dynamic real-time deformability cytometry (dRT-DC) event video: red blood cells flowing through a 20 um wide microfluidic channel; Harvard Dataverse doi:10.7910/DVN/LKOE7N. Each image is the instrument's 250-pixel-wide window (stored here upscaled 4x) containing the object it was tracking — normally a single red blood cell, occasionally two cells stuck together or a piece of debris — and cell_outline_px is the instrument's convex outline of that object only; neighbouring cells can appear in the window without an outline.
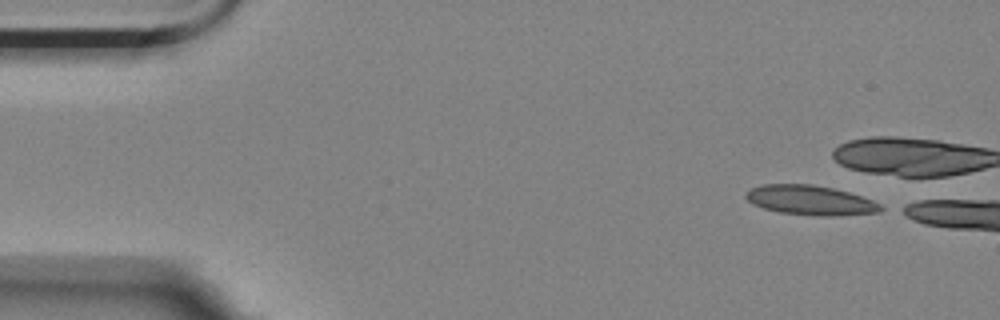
{"species": "Egyptian fruit bat (a non-hibernating species)", "species_latin": "Rousettus aegyptiacus", "temperature_condition": "room temperature", "stored_images_in_passage": 40, "camera_frame_rate_fps": 3000, "um_per_image_px": 0.085, "animal": {"sex": "female"}, "frame": {"image": 1, "passage_image": 1, "time_ms": 0.0, "image_size_px": [1000, 320], "cell_outline_px": [[888, 208], [880, 212], [840, 216], [820, 216], [780, 212], [764, 208], [752, 204], [744, 196], [752, 188], [764, 184], [812, 184], [832, 188], [848, 192], [872, 200]], "centroid_in_image_um": [68.94, 17.03], "position_along_channel_um": 16.1, "area_um2": 23.29}}
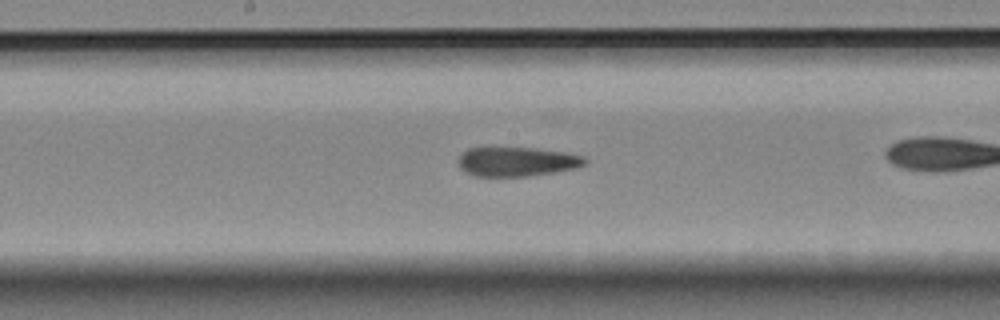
{"frame": {"image": 2, "passage_image": 25, "time_ms": 8.0, "image_size_px": [1000, 320], "cell_outline_px": [[588, 160], [584, 164], [576, 168], [528, 176], [476, 176], [464, 172], [460, 168], [460, 156], [468, 148], [532, 148], [564, 152], [584, 156]], "centroid_in_image_um": [43.95, 13.74], "position_along_channel_um": 204.3, "area_um2": 21.33}}
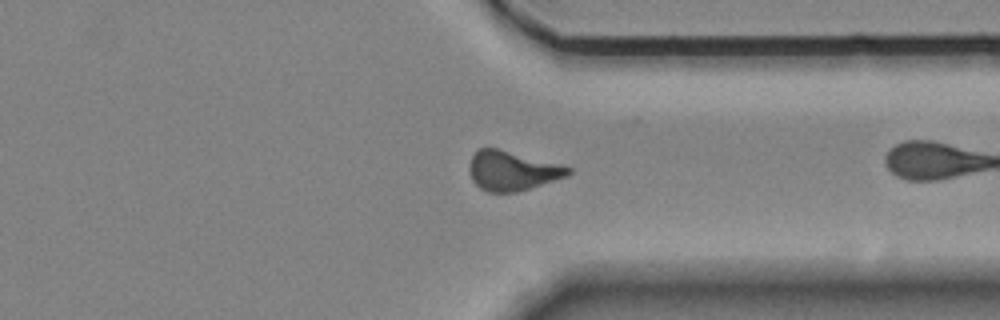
{"frame": {"image": 3, "passage_image": 39, "time_ms": 12.667, "image_size_px": [1000, 320], "cell_outline_px": [[572, 172], [568, 176], [516, 192], [488, 192], [480, 188], [472, 180], [468, 168], [472, 156], [480, 148], [496, 148], [572, 168]], "centroid_in_image_um": [43.5, 14.53], "position_along_channel_um": 367.9, "area_um2": 22.31}}